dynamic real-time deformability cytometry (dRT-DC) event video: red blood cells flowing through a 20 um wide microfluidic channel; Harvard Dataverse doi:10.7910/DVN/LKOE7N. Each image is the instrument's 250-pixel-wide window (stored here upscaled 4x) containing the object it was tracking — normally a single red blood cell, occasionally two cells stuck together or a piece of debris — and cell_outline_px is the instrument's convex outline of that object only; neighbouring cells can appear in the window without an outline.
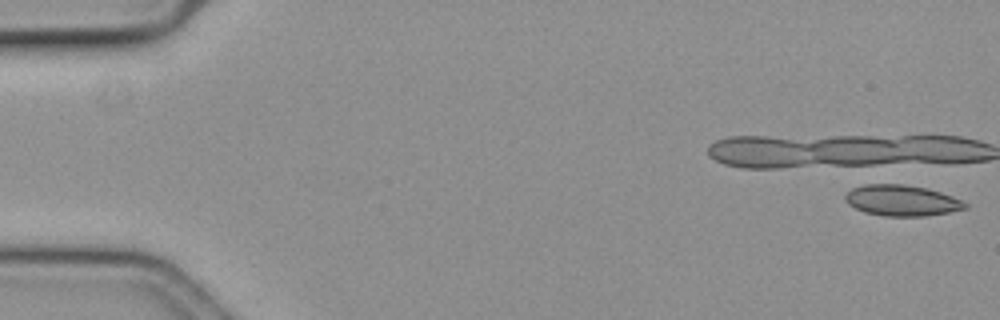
{"species": "common noctule bat (a hibernating species)", "species_latin": "Nyctalus noctula", "temperature_condition": "cold", "stored_images_in_passage": 7, "camera_frame_rate_fps": 3000, "um_per_image_px": 0.085, "animal": {"sex": "female", "body_mass_g": 19.3, "forearm_length_mm": 54.1}, "frame": {"image": 1, "passage_image": 1, "time_ms": 0.0, "image_size_px": [1000, 320], "cell_outline_px": [[968, 208], [948, 212], [924, 216], [884, 216], [864, 212], [848, 204], [844, 200], [844, 196], [852, 188], [872, 180], [876, 180], [904, 184], [924, 188], [940, 192], [952, 196], [968, 204]], "centroid_in_image_um": [76.56, 16.99], "position_along_channel_um": 8.4, "area_um2": 22.2}}